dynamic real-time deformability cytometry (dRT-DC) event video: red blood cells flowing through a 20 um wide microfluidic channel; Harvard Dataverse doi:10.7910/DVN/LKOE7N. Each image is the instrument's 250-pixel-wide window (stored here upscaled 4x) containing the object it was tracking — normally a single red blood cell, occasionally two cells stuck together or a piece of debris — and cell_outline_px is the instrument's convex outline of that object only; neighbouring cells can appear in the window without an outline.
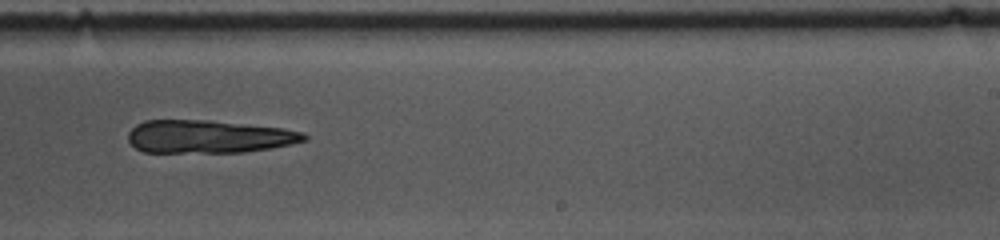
{"species": "common noctule bat (a hibernating species)", "species_latin": "Nyctalus noctula", "temperature_condition": "cold", "stored_images_in_passage": 39, "camera_frame_rate_fps": 3000, "um_per_image_px": 0.085, "animal": {"sex": "female", "body_mass_g": 10.0, "forearm_length_mm": 53.1}, "frame": {"image": 1, "passage_image": 18, "time_ms": 5.667, "image_size_px": [1000, 240], "cell_outline_px": [[308, 140], [272, 148], [244, 152], [144, 152], [136, 148], [128, 140], [128, 132], [136, 124], [144, 120], [212, 120], [284, 128], [304, 132], [308, 136]], "centroid_in_image_um": [17.76, 11.6], "position_along_channel_um": 271.2, "area_um2": 34.04}}
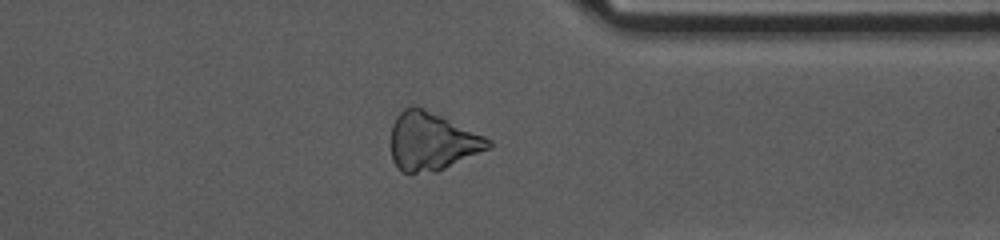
{"frame": {"image": 2, "passage_image": 27, "time_ms": 8.667, "image_size_px": [1000, 240], "cell_outline_px": [[492, 148], [436, 172], [404, 172], [392, 160], [392, 124], [396, 116], [404, 108], [416, 104], [444, 116], [492, 140]], "centroid_in_image_um": [36.75, 11.99], "position_along_channel_um": 374.7, "area_um2": 33.12}}